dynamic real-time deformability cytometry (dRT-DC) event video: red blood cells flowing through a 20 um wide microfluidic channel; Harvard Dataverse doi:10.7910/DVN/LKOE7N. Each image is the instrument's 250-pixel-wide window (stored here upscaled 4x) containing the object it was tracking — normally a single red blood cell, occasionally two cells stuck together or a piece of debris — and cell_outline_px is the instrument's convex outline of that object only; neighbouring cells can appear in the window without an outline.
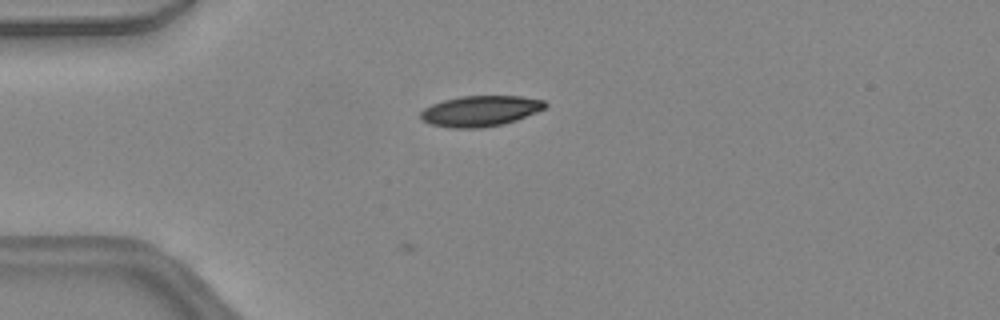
{"species": "common noctule bat (a hibernating species)", "species_latin": "Nyctalus noctula", "temperature_condition": "warm", "stored_images_in_passage": 3, "camera_frame_rate_fps": 3000, "um_per_image_px": 0.085, "animal": {"sex": "female", "body_mass_g": 24.6, "forearm_length_mm": 56.2}, "frame": {"image": 1, "passage_image": 3, "time_ms": 0.667, "image_size_px": [1000, 320], "cell_outline_px": [[548, 104], [544, 108], [536, 112], [516, 120], [504, 124], [480, 128], [448, 128], [432, 124], [420, 120], [420, 112], [424, 108], [432, 104], [444, 100], [460, 96], [520, 96], [544, 100]], "centroid_in_image_um": [40.8, 9.44], "position_along_channel_um": 44.2, "area_um2": 22.31}}